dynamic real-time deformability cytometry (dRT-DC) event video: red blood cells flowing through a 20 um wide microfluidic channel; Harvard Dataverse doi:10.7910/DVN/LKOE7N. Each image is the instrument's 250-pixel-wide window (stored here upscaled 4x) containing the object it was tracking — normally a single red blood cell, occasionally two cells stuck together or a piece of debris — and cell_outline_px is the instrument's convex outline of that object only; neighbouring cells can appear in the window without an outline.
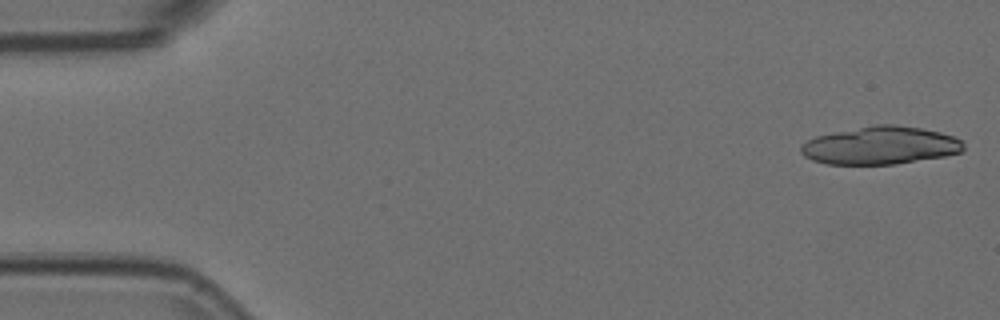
{"species": "Egyptian fruit bat (a non-hibernating species)", "species_latin": "Rousettus aegyptiacus", "temperature_condition": "room temperature", "stored_images_in_passage": 11, "camera_frame_rate_fps": 3000, "um_per_image_px": 0.085, "animal": {"sex": "female"}, "frame": {"image": 1, "passage_image": 1, "time_ms": 0.0, "image_size_px": [1000, 320], "cell_outline_px": [[964, 152], [944, 156], [896, 164], [828, 164], [812, 160], [804, 156], [800, 152], [800, 144], [816, 136], [872, 124], [896, 124], [920, 128], [940, 132], [964, 140]], "centroid_in_image_um": [74.84, 12.36], "position_along_channel_um": 10.2, "area_um2": 36.13}}